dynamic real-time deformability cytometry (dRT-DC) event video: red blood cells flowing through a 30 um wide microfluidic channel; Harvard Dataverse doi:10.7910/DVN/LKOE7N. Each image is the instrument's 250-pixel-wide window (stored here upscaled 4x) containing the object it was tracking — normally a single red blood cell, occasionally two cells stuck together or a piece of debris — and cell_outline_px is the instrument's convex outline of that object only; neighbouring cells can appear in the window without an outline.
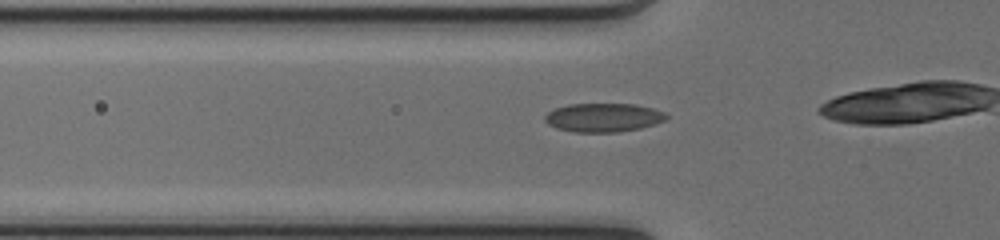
{"species": "common noctule bat (a hibernating species)", "species_latin": "Nyctalus noctula", "temperature_condition": "cold", "stored_images_in_passage": 28, "camera_frame_rate_fps": 3000, "um_per_image_px": 0.085, "animal": {"sex": "female", "body_mass_g": 17.0, "forearm_length_mm": 48.0}, "frame": {"image": 1, "passage_image": 5, "time_ms": 1.333, "image_size_px": [1000, 240], "cell_outline_px": [[668, 116], [664, 120], [640, 128], [616, 132], [576, 132], [556, 128], [548, 124], [544, 120], [544, 116], [548, 112], [556, 108], [568, 104], [636, 104], [652, 108], [664, 112]], "centroid_in_image_um": [51.25, 9.98], "position_along_channel_um": 74.5, "area_um2": 20.17}}
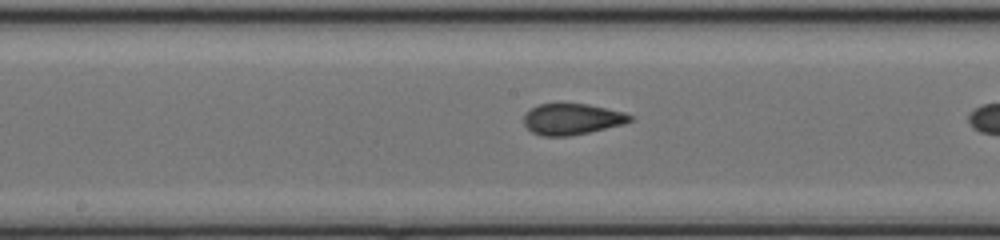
{"frame": {"image": 2, "passage_image": 14, "time_ms": 4.333, "image_size_px": [1000, 240], "cell_outline_px": [[632, 120], [624, 124], [588, 132], [568, 136], [544, 136], [532, 132], [524, 124], [524, 112], [540, 104], [588, 104], [624, 112], [632, 116]], "centroid_in_image_um": [48.61, 10.12], "position_along_channel_um": 199.6, "area_um2": 19.07}}
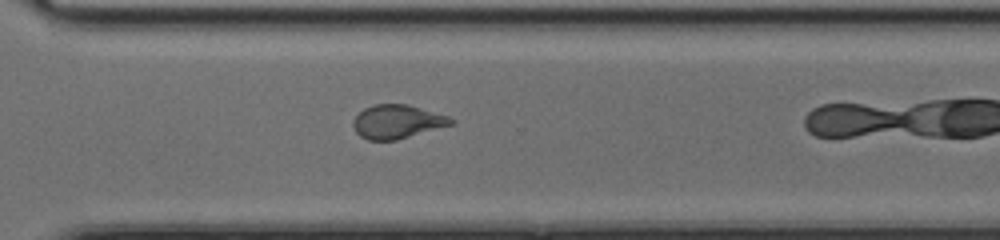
{"frame": {"image": 3, "passage_image": 24, "time_ms": 7.667, "image_size_px": [1000, 240], "cell_outline_px": [[456, 120], [452, 124], [396, 140], [368, 140], [360, 136], [356, 132], [352, 124], [352, 120], [364, 108], [372, 104], [408, 104], [448, 116]], "centroid_in_image_um": [33.73, 10.33], "position_along_channel_um": 336.9, "area_um2": 19.13}}